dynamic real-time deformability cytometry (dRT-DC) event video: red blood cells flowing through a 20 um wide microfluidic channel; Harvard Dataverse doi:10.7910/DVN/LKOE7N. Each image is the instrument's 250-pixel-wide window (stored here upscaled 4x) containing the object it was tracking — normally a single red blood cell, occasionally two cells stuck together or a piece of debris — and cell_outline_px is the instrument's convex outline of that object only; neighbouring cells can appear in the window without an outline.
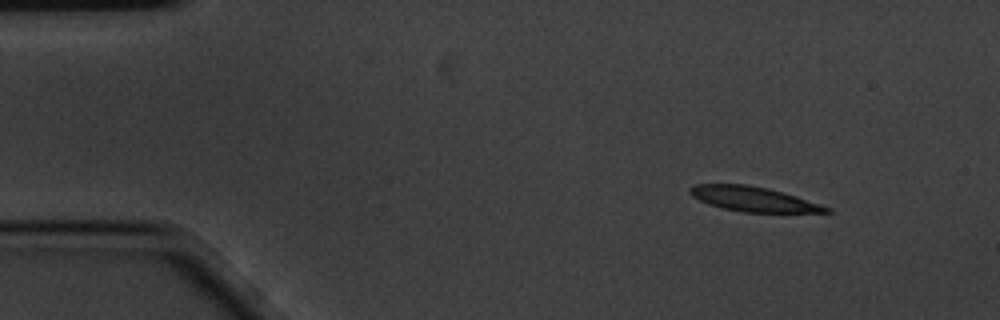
{"species": "common noctule bat (a hibernating species)", "species_latin": "Nyctalus noctula", "temperature_condition": "cold", "stored_images_in_passage": 8, "camera_frame_rate_fps": 3000, "um_per_image_px": 0.085, "animal": {"sex": "male", "body_mass_g": 20.1, "forearm_length_mm": 53.5}, "frame": {"image": 1, "passage_image": 1, "time_ms": 0.0, "image_size_px": [1000, 320], "cell_outline_px": [[832, 212], [744, 212], [720, 208], [708, 204], [692, 196], [688, 192], [688, 188], [696, 184], [744, 184], [768, 188], [784, 192], [832, 208]], "centroid_in_image_um": [64.01, 16.91], "position_along_channel_um": 21.0, "area_um2": 19.65}}
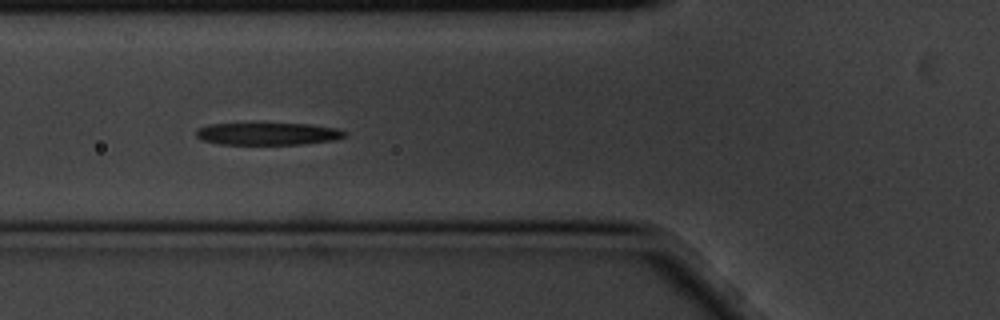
{"frame": {"image": 2, "passage_image": 5, "time_ms": 1.333, "image_size_px": [1000, 320], "cell_outline_px": [[348, 136], [336, 140], [304, 144], [220, 144], [204, 140], [196, 136], [196, 128], [208, 124], [308, 124], [336, 128], [348, 132]], "centroid_in_image_um": [22.82, 11.38], "position_along_channel_um": 103.0, "area_um2": 19.31}}
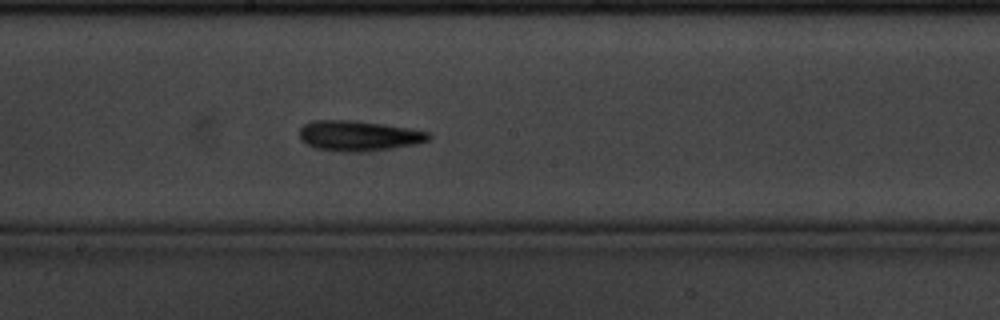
{"frame": {"image": 3, "passage_image": 8, "time_ms": 2.333, "image_size_px": [1000, 320], "cell_outline_px": [[432, 136], [428, 140], [416, 144], [392, 148], [364, 152], [340, 152], [316, 148], [304, 144], [300, 140], [300, 128], [304, 124], [312, 120], [352, 120], [408, 128], [428, 132]], "centroid_in_image_um": [30.44, 11.55], "position_along_channel_um": 217.8, "area_um2": 22.89}}